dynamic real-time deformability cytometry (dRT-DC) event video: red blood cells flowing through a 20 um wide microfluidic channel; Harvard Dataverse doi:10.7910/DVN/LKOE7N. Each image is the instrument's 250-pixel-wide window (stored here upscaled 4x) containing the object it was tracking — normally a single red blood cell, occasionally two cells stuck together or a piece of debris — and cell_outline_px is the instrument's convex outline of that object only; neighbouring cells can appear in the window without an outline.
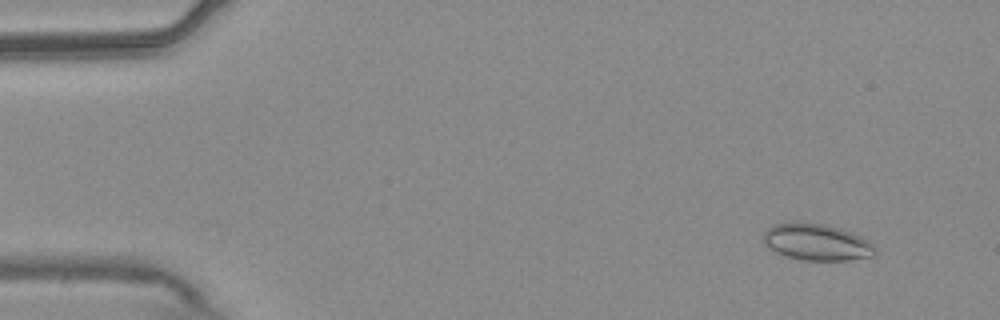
{"species": "common noctule bat (a hibernating species)", "species_latin": "Nyctalus noctula", "temperature_condition": "warm", "stored_images_in_passage": 55, "camera_frame_rate_fps": 3000, "um_per_image_px": 0.085, "animal": {"sex": "male", "body_mass_g": 20.4}, "frame": {"image": 1, "passage_image": 5, "time_ms": 1.333, "image_size_px": [1000, 320], "cell_outline_px": [[876, 252], [872, 256], [848, 260], [804, 260], [784, 256], [768, 248], [764, 244], [764, 232], [772, 224], [796, 220], [824, 224], [840, 228], [852, 232], [868, 240], [876, 248]], "centroid_in_image_um": [69.38, 20.56], "position_along_channel_um": 15.6, "area_um2": 24.22}}
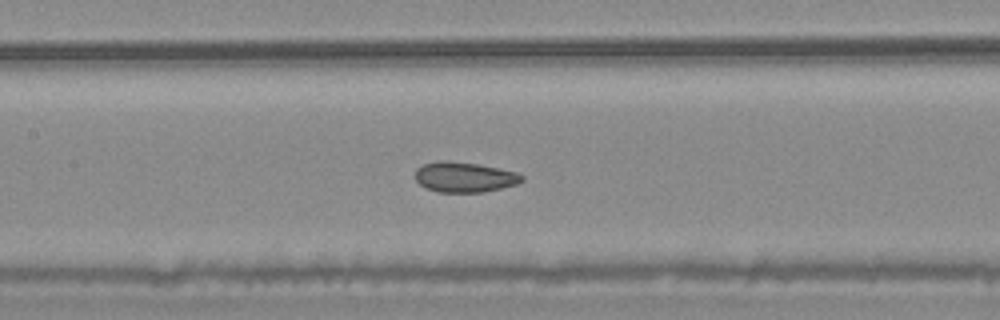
{"frame": {"image": 2, "passage_image": 26, "time_ms": 8.333, "image_size_px": [1000, 320], "cell_outline_px": [[524, 180], [516, 184], [484, 192], [436, 192], [424, 188], [416, 180], [416, 168], [424, 164], [440, 160], [448, 160], [476, 164], [516, 172], [524, 176]], "centroid_in_image_um": [39.45, 15.06], "position_along_channel_um": 168.0, "area_um2": 18.73}}
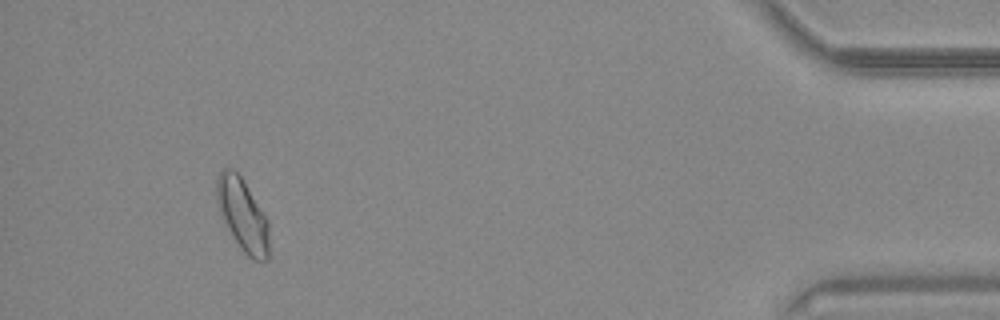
{"frame": {"image": 3, "passage_image": 51, "time_ms": 16.667, "image_size_px": [1000, 320], "cell_outline_px": [[268, 260], [252, 260], [240, 248], [232, 236], [216, 204], [216, 176], [224, 168], [232, 168], [240, 176], [268, 220]], "centroid_in_image_um": [20.6, 18.25], "position_along_channel_um": 414.6, "area_um2": 21.85}, "authors_computed_cell_mechanics": {"area_um2": 19.9988, "velocity_mm_per_s": 3.7423, "shape_relaxation_time_tau1_ms": 5.1594, "shape_relaxation_time_tau2_ms": 2.1126, "deformation_change_tau1": 0.0741, "deformation_change_tau2": 0.0541}}